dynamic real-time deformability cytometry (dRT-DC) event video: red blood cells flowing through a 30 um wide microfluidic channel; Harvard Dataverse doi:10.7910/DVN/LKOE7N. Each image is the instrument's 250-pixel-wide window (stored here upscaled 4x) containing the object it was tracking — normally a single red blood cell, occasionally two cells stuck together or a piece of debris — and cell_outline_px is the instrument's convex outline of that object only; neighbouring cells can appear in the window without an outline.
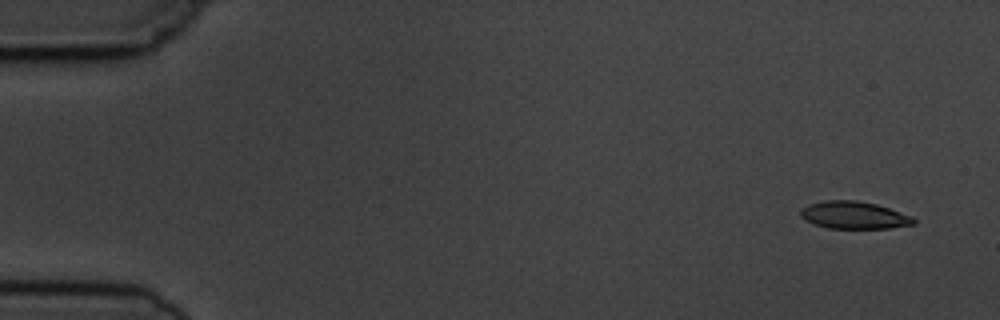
{"species": "common noctule bat (a hibernating species)", "species_latin": "Nyctalus noctula", "temperature_condition": "cold", "stored_images_in_passage": 5, "camera_frame_rate_fps": 3000, "um_per_image_px": 0.085, "animal": {"sex": "male", "body_mass_g": 19.5, "forearm_length_mm": 54.6}, "frame": {"image": 1, "passage_image": 1, "time_ms": 0.0, "image_size_px": [1000, 320], "cell_outline_px": [[916, 224], [888, 228], [828, 228], [804, 220], [800, 216], [800, 208], [808, 204], [824, 200], [856, 200], [876, 204], [912, 216], [916, 220]], "centroid_in_image_um": [72.56, 18.28], "position_along_channel_um": 12.4, "area_um2": 18.09}}
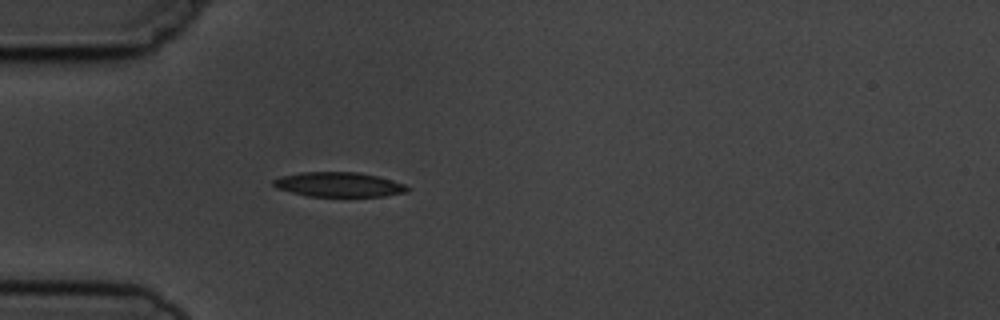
{"frame": {"image": 2, "passage_image": 5, "time_ms": 4.333, "image_size_px": [1000, 320], "cell_outline_px": [[408, 192], [384, 196], [308, 196], [276, 188], [272, 184], [272, 180], [280, 176], [300, 172], [360, 172], [392, 180], [404, 184], [408, 188]], "centroid_in_image_um": [28.77, 15.68], "position_along_channel_um": 56.2, "area_um2": 19.19}}